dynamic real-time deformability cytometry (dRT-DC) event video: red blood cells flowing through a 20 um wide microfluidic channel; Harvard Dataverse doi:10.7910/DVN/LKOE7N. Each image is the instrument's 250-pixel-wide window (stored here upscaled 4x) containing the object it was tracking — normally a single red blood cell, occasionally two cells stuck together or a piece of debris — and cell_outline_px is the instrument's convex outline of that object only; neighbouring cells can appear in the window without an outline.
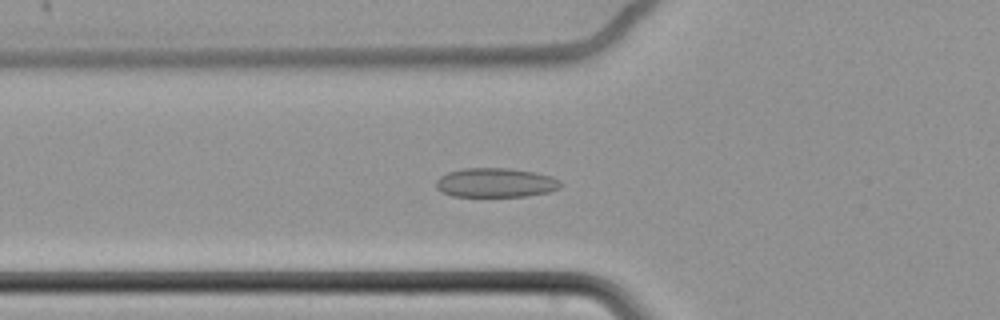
{"species": "common noctule bat (a hibernating species)", "species_latin": "Nyctalus noctula", "temperature_condition": "cold", "stored_images_in_passage": 62, "camera_frame_rate_fps": 3000, "um_per_image_px": 0.085, "animal": {"sex": "female", "body_mass_g": 22.7, "forearm_length_mm": 54.2}, "frame": {"image": 1, "passage_image": 24, "time_ms": 7.667, "image_size_px": [1000, 320], "cell_outline_px": [[560, 188], [548, 192], [524, 196], [452, 196], [440, 192], [436, 188], [436, 180], [440, 176], [448, 172], [464, 168], [508, 168], [536, 172], [552, 176], [560, 180]], "centroid_in_image_um": [42.11, 15.52], "position_along_channel_um": 83.7, "area_um2": 21.33}}
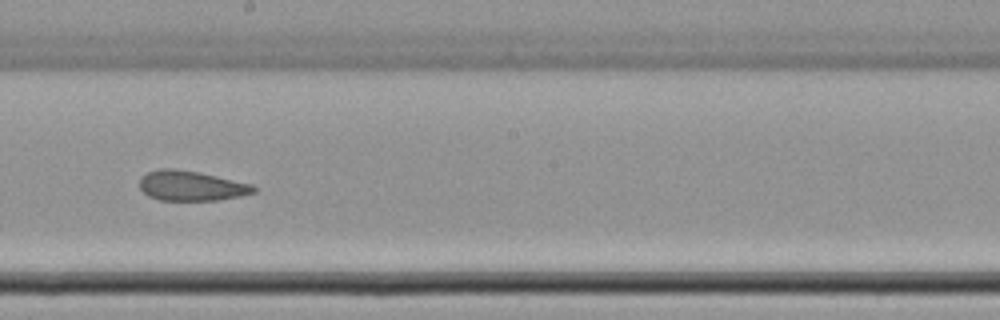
{"frame": {"image": 2, "passage_image": 37, "time_ms": 12.0, "image_size_px": [1000, 320], "cell_outline_px": [[256, 192], [240, 196], [216, 200], [160, 200], [148, 196], [140, 188], [140, 176], [148, 172], [160, 168], [172, 168], [200, 172], [252, 184], [256, 188]], "centroid_in_image_um": [16.24, 15.78], "position_along_channel_um": 232.0, "area_um2": 19.94}}
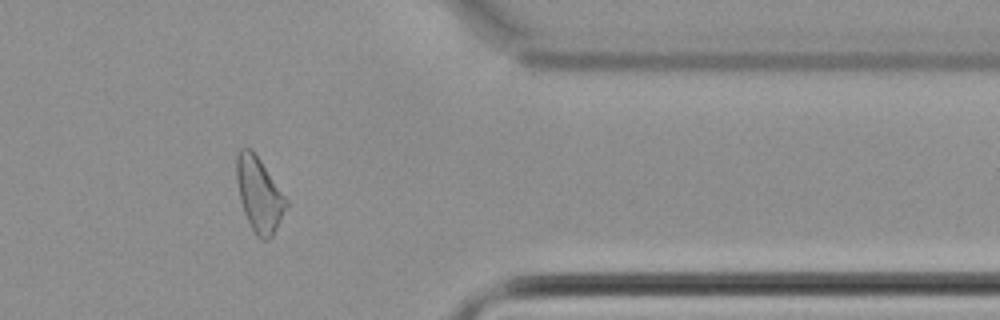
{"frame": {"image": 3, "passage_image": 52, "time_ms": 17.0, "image_size_px": [1000, 320], "cell_outline_px": [[288, 204], [272, 236], [268, 240], [260, 240], [256, 236], [244, 212], [240, 200], [236, 180], [236, 156], [240, 148], [252, 148], [288, 200]], "centroid_in_image_um": [22.01, 16.52], "position_along_channel_um": 389.4, "area_um2": 21.44}, "authors_computed_cell_mechanics": {"area_um2": 22.3975, "velocity_mm_per_s": 3.4316, "shape_relaxation_time_tau1_ms": null, "shape_relaxation_time_tau2_ms": 3.4513, "deformation_change_tau1": null, "deformation_change_tau2": 0.0839}}